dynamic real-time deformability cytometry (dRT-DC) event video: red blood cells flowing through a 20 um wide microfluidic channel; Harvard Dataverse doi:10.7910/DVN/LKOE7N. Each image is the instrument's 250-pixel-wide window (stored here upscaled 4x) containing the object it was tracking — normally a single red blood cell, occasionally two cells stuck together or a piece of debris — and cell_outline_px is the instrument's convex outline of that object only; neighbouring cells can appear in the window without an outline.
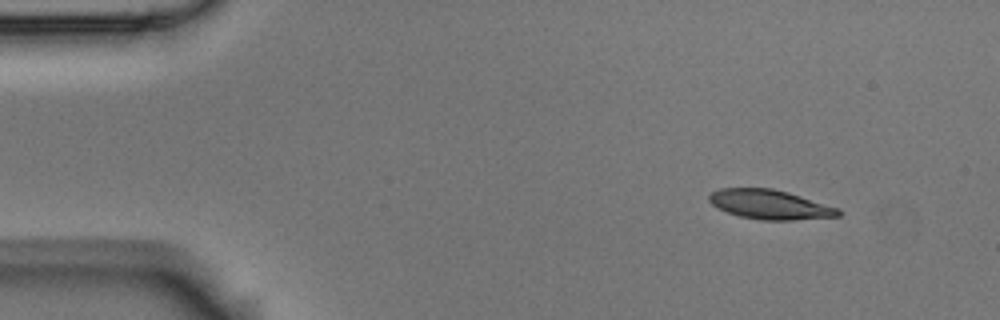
{"species": "Egyptian fruit bat (a non-hibernating species)", "species_latin": "Rousettus aegyptiacus", "temperature_condition": "room temperature", "stored_images_in_passage": 8, "camera_frame_rate_fps": 3000, "um_per_image_px": 0.085, "animal": {"sex": "male"}, "frame": {"image": 1, "passage_image": 1, "time_ms": 0.0, "image_size_px": [1000, 320], "cell_outline_px": [[840, 216], [792, 220], [760, 220], [740, 216], [728, 212], [712, 204], [708, 200], [708, 196], [712, 192], [720, 188], [772, 188], [788, 192], [840, 208]], "centroid_in_image_um": [65.46, 17.38], "position_along_channel_um": 19.5, "area_um2": 22.08}}
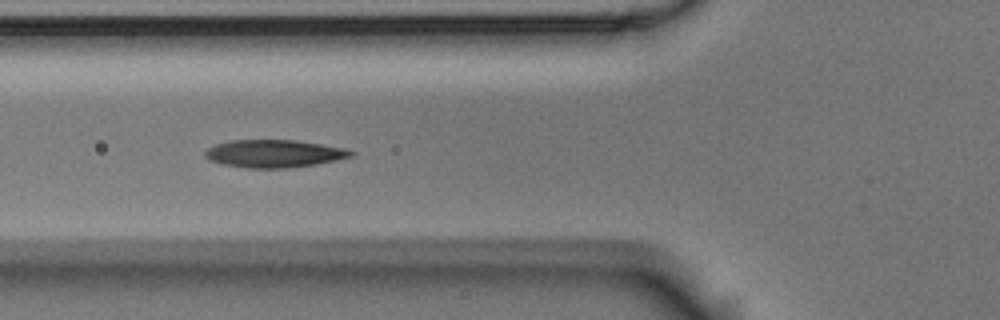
{"frame": {"image": 2, "passage_image": 5, "time_ms": 1.333, "image_size_px": [1000, 320], "cell_outline_px": [[356, 152], [352, 156], [336, 160], [316, 164], [288, 168], [244, 168], [220, 164], [208, 160], [204, 156], [204, 152], [208, 148], [216, 144], [228, 140], [296, 140], [348, 148]], "centroid_in_image_um": [23.29, 13.06], "position_along_channel_um": 102.5, "area_um2": 23.87}}
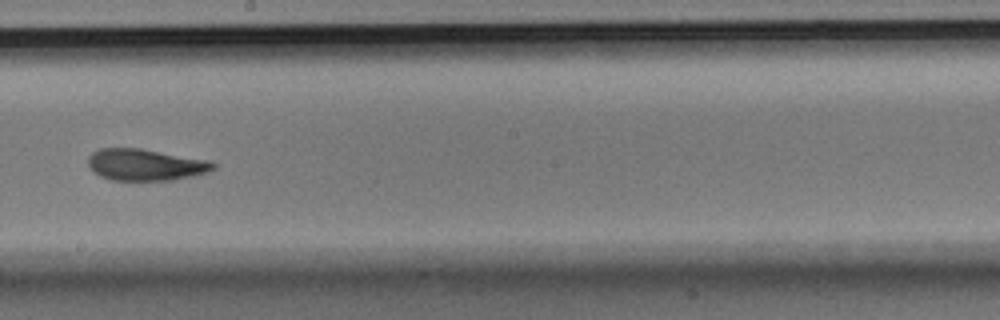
{"frame": {"image": 3, "passage_image": 8, "time_ms": 2.333, "image_size_px": [1000, 320], "cell_outline_px": [[216, 168], [208, 172], [192, 176], [172, 180], [112, 180], [100, 176], [88, 164], [88, 156], [92, 152], [100, 148], [140, 148], [212, 160], [216, 164]], "centroid_in_image_um": [12.41, 13.99], "position_along_channel_um": 235.8, "area_um2": 23.18}}